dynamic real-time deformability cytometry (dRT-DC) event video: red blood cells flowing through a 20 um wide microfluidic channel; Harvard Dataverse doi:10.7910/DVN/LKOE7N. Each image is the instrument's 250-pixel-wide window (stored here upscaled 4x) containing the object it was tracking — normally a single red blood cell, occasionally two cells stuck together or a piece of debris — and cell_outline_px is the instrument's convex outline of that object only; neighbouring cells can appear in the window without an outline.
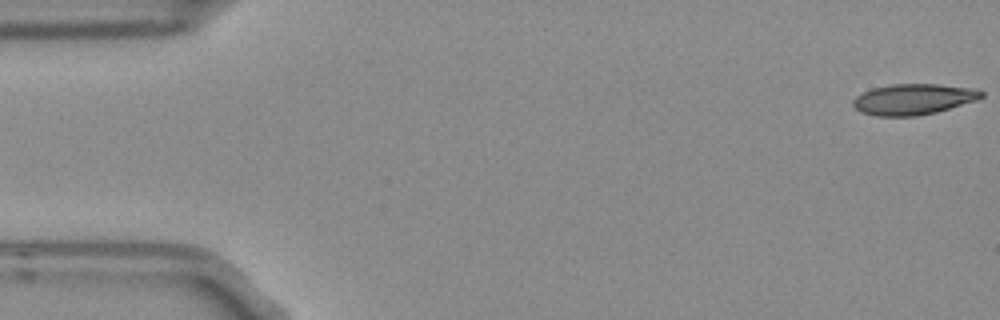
{"species": "Egyptian fruit bat (a non-hibernating species)", "species_latin": "Rousettus aegyptiacus", "temperature_condition": "room temperature", "stored_images_in_passage": 5, "camera_frame_rate_fps": 3000, "um_per_image_px": 0.085, "frame": {"image": 1, "passage_image": 1, "time_ms": 0.0, "image_size_px": [1000, 320], "cell_outline_px": [[984, 96], [976, 100], [936, 112], [916, 116], [876, 116], [860, 112], [852, 104], [852, 100], [856, 96], [872, 88], [892, 84], [940, 84], [976, 88], [984, 92]], "centroid_in_image_um": [77.64, 8.43], "position_along_channel_um": 7.4, "area_um2": 23.12}}
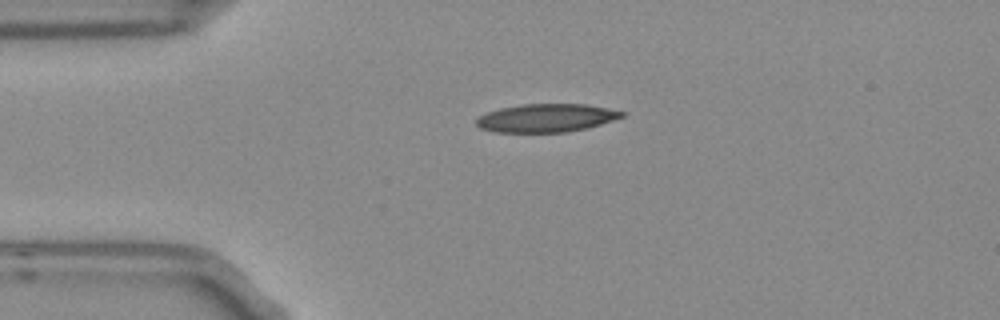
{"frame": {"image": 2, "passage_image": 4, "time_ms": 1.0, "image_size_px": [1000, 320], "cell_outline_px": [[624, 116], [588, 128], [564, 132], [492, 132], [480, 128], [476, 124], [476, 120], [480, 116], [488, 112], [500, 108], [524, 104], [584, 104], [624, 112]], "centroid_in_image_um": [46.39, 10.03], "position_along_channel_um": 38.6, "area_um2": 23.64}}